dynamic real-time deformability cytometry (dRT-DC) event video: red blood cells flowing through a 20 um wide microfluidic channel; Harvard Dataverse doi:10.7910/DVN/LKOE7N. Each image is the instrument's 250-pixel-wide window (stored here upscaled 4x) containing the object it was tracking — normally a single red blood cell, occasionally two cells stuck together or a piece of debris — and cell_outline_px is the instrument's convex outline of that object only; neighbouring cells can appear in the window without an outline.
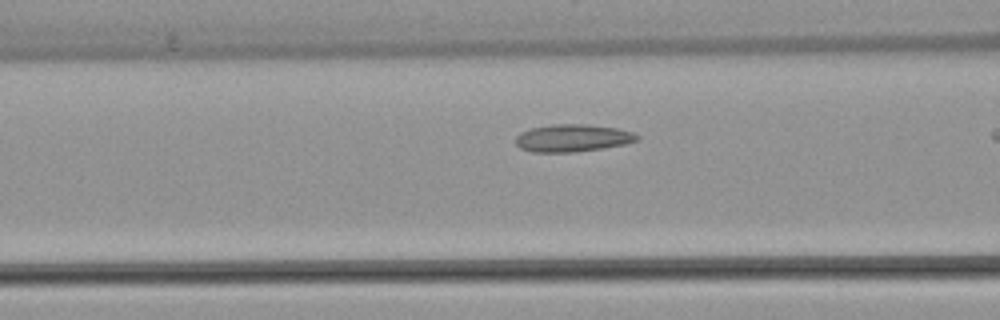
{"species": "common noctule bat (a hibernating species)", "species_latin": "Nyctalus noctula", "temperature_condition": "warm", "stored_images_in_passage": 26, "camera_frame_rate_fps": 3000, "um_per_image_px": 0.085, "animal": {"sex": "female", "body_mass_g": 22.7, "forearm_length_mm": 54.2}, "frame": {"image": 1, "passage_image": 12, "time_ms": 3.667, "image_size_px": [1000, 320], "cell_outline_px": [[640, 140], [624, 144], [604, 148], [572, 152], [532, 152], [520, 148], [516, 144], [516, 136], [520, 132], [532, 128], [552, 124], [588, 124], [616, 128], [632, 132], [640, 136]], "centroid_in_image_um": [48.68, 11.73], "position_along_channel_um": 117.9, "area_um2": 19.48}}
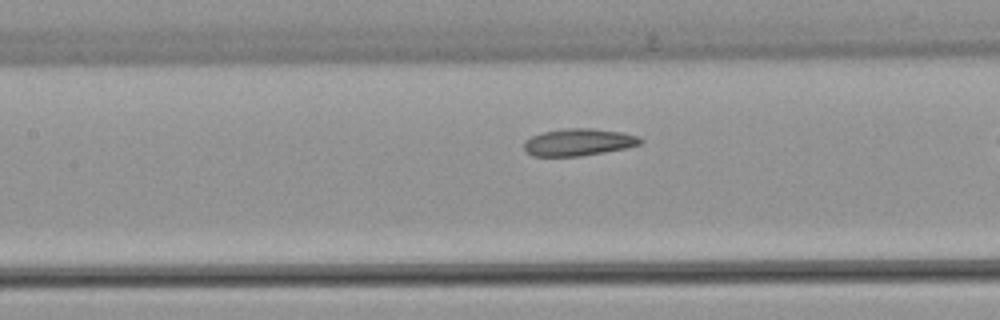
{"frame": {"image": 2, "passage_image": 15, "time_ms": 4.667, "image_size_px": [1000, 320], "cell_outline_px": [[644, 140], [640, 144], [624, 148], [604, 152], [580, 156], [532, 156], [524, 148], [524, 140], [532, 136], [544, 132], [564, 128], [592, 128], [620, 132], [640, 136]], "centroid_in_image_um": [49.18, 12.08], "position_along_channel_um": 158.2, "area_um2": 18.32}}